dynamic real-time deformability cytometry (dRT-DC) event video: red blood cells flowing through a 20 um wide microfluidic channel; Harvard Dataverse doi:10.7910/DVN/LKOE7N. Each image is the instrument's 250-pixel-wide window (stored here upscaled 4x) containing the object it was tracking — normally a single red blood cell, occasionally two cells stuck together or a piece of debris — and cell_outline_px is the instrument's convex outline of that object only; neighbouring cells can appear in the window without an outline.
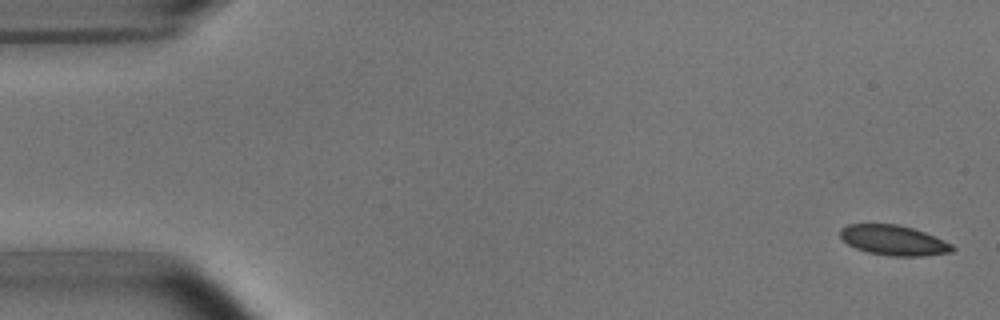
{"species": "common noctule bat (a hibernating species)", "species_latin": "Nyctalus noctula", "temperature_condition": "room temperature", "stored_images_in_passage": 5, "camera_frame_rate_fps": 3000, "um_per_image_px": 0.085, "animal": {"sex": "male", "body_mass_g": 15.6}, "frame": {"image": 1, "passage_image": 1, "time_ms": 0.0, "image_size_px": [1000, 320], "cell_outline_px": [[956, 248], [952, 252], [924, 256], [892, 256], [868, 252], [856, 248], [848, 244], [840, 236], [840, 228], [848, 224], [896, 224], [912, 228], [924, 232], [952, 244]], "centroid_in_image_um": [75.96, 20.42], "position_along_channel_um": 9.0, "area_um2": 19.54}}
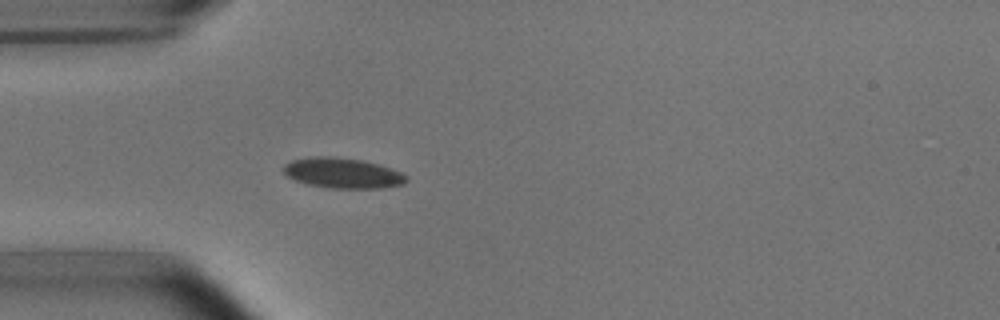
{"frame": {"image": 2, "passage_image": 5, "time_ms": 4.667, "image_size_px": [1000, 320], "cell_outline_px": [[408, 180], [404, 184], [384, 188], [328, 188], [308, 184], [296, 180], [288, 176], [284, 172], [284, 164], [292, 160], [316, 156], [332, 156], [360, 160], [376, 164], [400, 172], [408, 176]], "centroid_in_image_um": [29.14, 14.72], "position_along_channel_um": 55.9, "area_um2": 21.5}}